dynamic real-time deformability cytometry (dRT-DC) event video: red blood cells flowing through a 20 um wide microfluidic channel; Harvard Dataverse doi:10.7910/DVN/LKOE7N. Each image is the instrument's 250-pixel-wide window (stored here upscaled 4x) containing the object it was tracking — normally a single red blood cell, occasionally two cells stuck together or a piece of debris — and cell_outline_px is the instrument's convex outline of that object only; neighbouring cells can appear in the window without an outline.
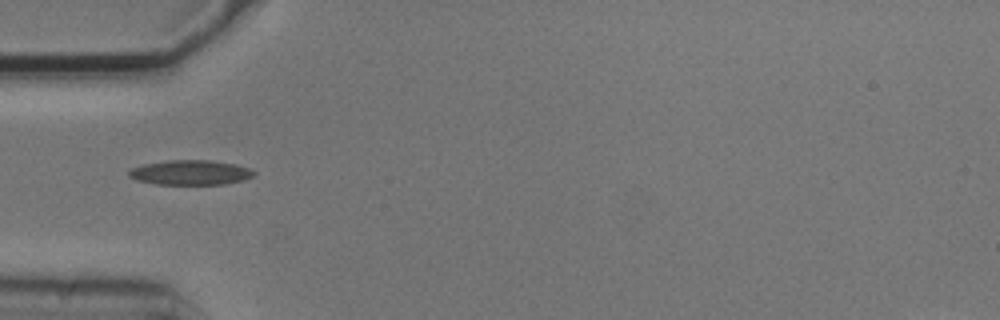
{"species": "common noctule bat (a hibernating species)", "species_latin": "Nyctalus noctula", "temperature_condition": "cold", "stored_images_in_passage": 2, "camera_frame_rate_fps": 3000, "um_per_image_px": 0.085, "animal": {"sex": "male", "body_mass_g": 20.5, "forearm_length_mm": 52.5}, "frame": {"image": 1, "passage_image": 2, "time_ms": 0.333, "image_size_px": [1000, 320], "cell_outline_px": [[256, 172], [252, 176], [244, 180], [224, 184], [156, 184], [136, 180], [128, 176], [128, 172], [132, 168], [144, 164], [168, 160], [208, 160], [236, 164], [248, 168]], "centroid_in_image_um": [16.18, 14.66], "position_along_channel_um": 68.8, "area_um2": 17.98}}